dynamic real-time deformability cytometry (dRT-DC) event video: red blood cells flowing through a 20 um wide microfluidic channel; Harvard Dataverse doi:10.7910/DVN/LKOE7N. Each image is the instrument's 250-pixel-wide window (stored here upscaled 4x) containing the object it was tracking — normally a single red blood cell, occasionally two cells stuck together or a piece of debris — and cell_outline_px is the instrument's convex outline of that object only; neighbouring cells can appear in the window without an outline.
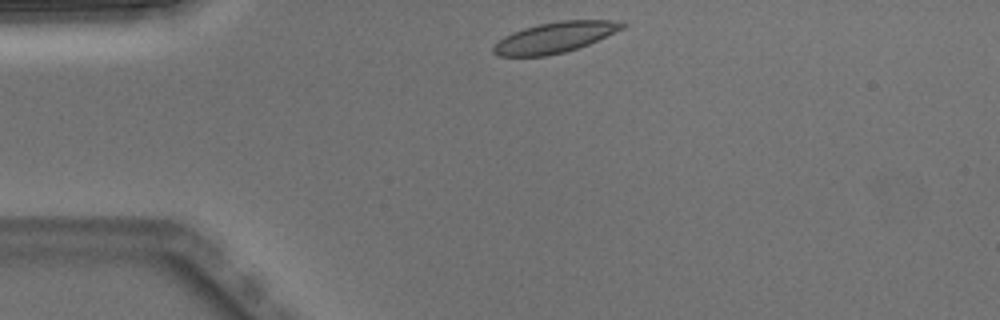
{"species": "Egyptian fruit bat (a non-hibernating species)", "species_latin": "Rousettus aegyptiacus", "temperature_condition": "warm", "stored_images_in_passage": 3, "camera_frame_rate_fps": 3000, "um_per_image_px": 0.085, "animal": {"sex": "male"}, "frame": {"image": 1, "passage_image": 1, "time_ms": 0.0, "image_size_px": [1000, 320], "cell_outline_px": [[628, 24], [624, 28], [588, 44], [564, 52], [548, 56], [500, 56], [492, 52], [492, 48], [504, 36], [524, 28], [540, 24], [560, 20], [612, 20]], "centroid_in_image_um": [47.17, 3.18], "position_along_channel_um": 37.8, "area_um2": 22.72}}